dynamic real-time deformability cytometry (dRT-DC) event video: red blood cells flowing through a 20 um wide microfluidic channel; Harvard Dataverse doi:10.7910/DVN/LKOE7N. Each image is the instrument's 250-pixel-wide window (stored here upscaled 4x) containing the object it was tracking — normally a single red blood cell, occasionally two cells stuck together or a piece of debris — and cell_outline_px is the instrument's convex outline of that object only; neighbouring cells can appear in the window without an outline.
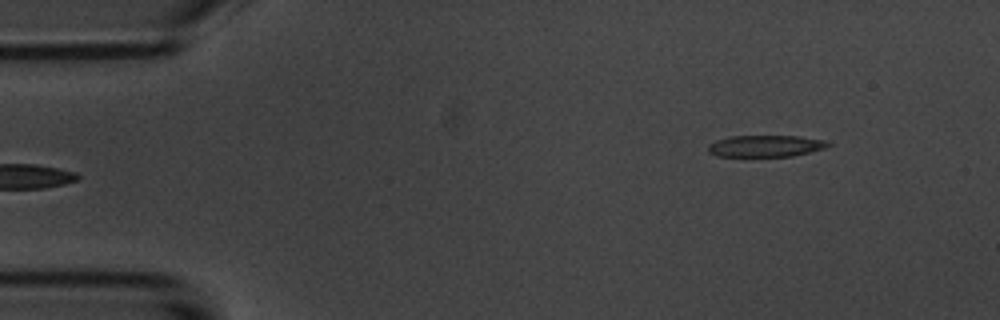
{"species": "common noctule bat (a hibernating species)", "species_latin": "Nyctalus noctula", "temperature_condition": "room temperature", "stored_images_in_passage": 48, "camera_frame_rate_fps": 3000, "um_per_image_px": 0.085, "animal": {"sex": "male", "body_mass_g": 20.1, "forearm_length_mm": 53.5}, "frame": {"image": 1, "passage_image": 1, "time_ms": 0.0, "image_size_px": [1000, 320], "cell_outline_px": [[832, 144], [824, 148], [792, 156], [716, 156], [708, 152], [708, 144], [716, 140], [728, 136], [796, 136], [824, 140]], "centroid_in_image_um": [65.02, 12.41], "position_along_channel_um": 20.0, "area_um2": 15.03}}
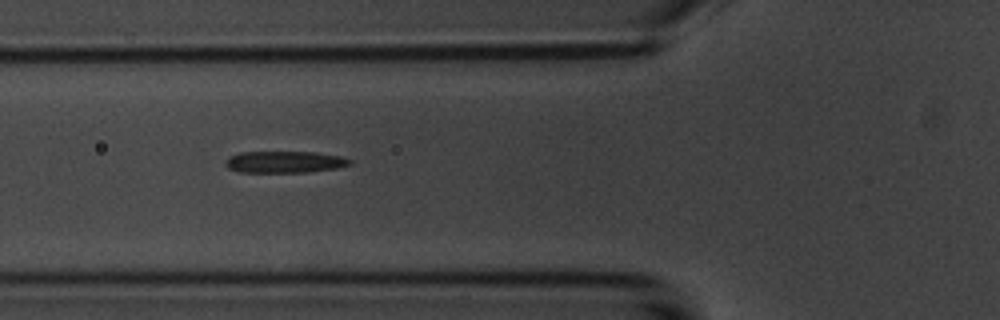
{"frame": {"image": 2, "passage_image": 14, "time_ms": 4.333, "image_size_px": [1000, 320], "cell_outline_px": [[352, 164], [336, 168], [308, 172], [240, 172], [228, 168], [224, 164], [224, 160], [228, 156], [240, 152], [316, 152], [340, 156], [352, 160]], "centroid_in_image_um": [24.16, 13.76], "position_along_channel_um": 101.6, "area_um2": 15.84}}
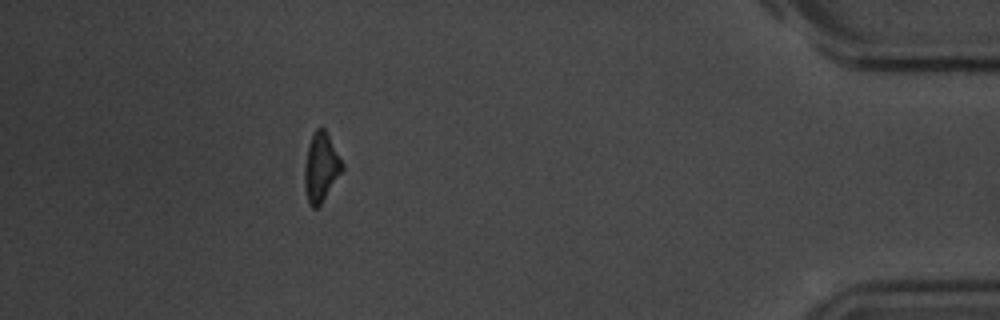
{"frame": {"image": 3, "passage_image": 43, "time_ms": 14.0, "image_size_px": [1000, 320], "cell_outline_px": [[344, 168], [320, 204], [316, 208], [312, 208], [308, 204], [304, 184], [304, 168], [308, 148], [312, 136], [316, 128], [324, 128], [344, 164]], "centroid_in_image_um": [27.27, 14.24], "position_along_channel_um": 407.9, "area_um2": 14.8}, "authors_computed_cell_mechanics": {"area_um2": 15.8372, "velocity_mm_per_s": 3.7163, "shape_relaxation_time_tau1_ms": 4.5909, "shape_relaxation_time_tau2_ms": 4.0582, "deformation_change_tau1": 0.1476, "deformation_change_tau2": 0.1448}}